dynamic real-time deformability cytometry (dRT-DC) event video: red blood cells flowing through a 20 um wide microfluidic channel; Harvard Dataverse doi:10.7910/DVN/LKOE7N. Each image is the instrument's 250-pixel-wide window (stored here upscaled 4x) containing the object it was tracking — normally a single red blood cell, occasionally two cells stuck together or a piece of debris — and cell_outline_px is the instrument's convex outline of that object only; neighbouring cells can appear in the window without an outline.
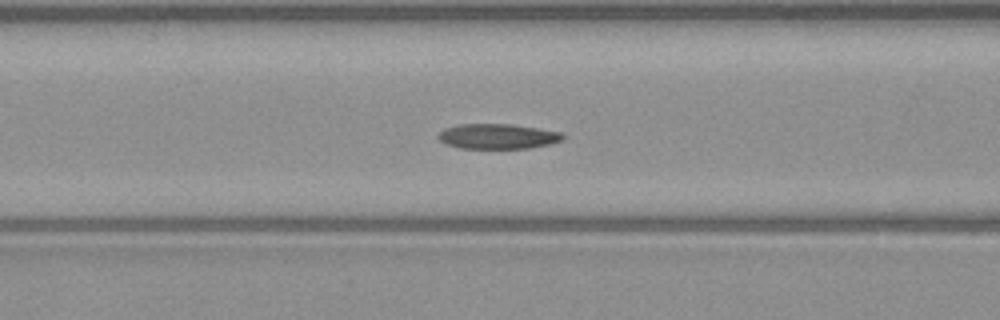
{"species": "common noctule bat (a hibernating species)", "species_latin": "Nyctalus noctula", "temperature_condition": "warm", "stored_images_in_passage": 51, "camera_frame_rate_fps": 3000, "um_per_image_px": 0.085, "animal": {"sex": "male", "body_mass_g": 23.1, "forearm_length_mm": 52.7}, "frame": {"image": 1, "passage_image": 20, "time_ms": 6.333, "image_size_px": [1000, 320], "cell_outline_px": [[564, 140], [548, 144], [528, 148], [460, 148], [448, 144], [440, 140], [436, 136], [444, 128], [460, 124], [508, 124], [536, 128], [560, 132], [564, 136]], "centroid_in_image_um": [42.28, 11.59], "position_along_channel_um": 124.3, "area_um2": 17.98}}
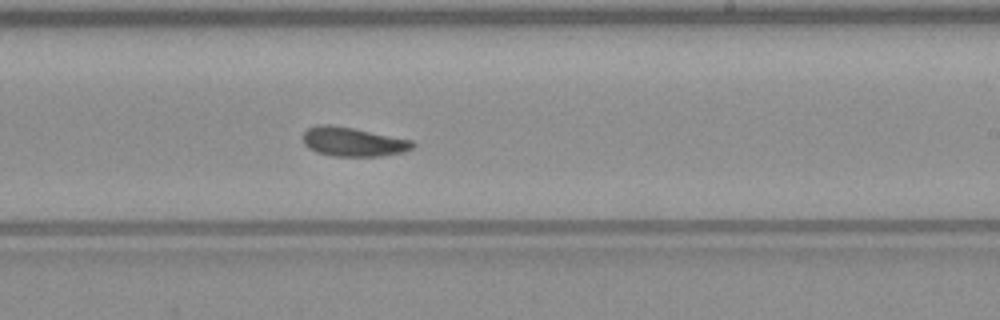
{"frame": {"image": 2, "passage_image": 30, "time_ms": 9.667, "image_size_px": [1000, 320], "cell_outline_px": [[416, 144], [412, 148], [404, 152], [380, 156], [332, 156], [316, 152], [308, 148], [304, 144], [304, 132], [308, 128], [320, 124], [328, 124], [352, 128], [412, 140]], "centroid_in_image_um": [30.0, 12.06], "position_along_channel_um": 259.0, "area_um2": 18.5}}
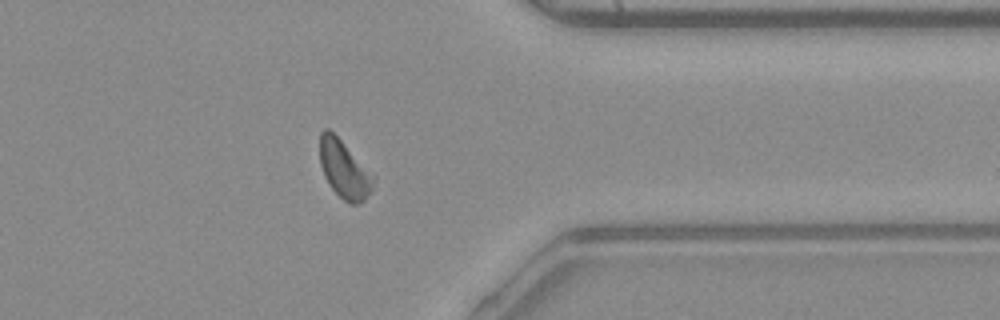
{"frame": {"image": 3, "passage_image": 40, "time_ms": 13.0, "image_size_px": [1000, 320], "cell_outline_px": [[376, 176], [372, 188], [364, 200], [360, 204], [348, 204], [332, 188], [324, 176], [320, 164], [320, 132], [324, 128], [328, 128]], "centroid_in_image_um": [29.26, 14.41], "position_along_channel_um": 382.1, "area_um2": 17.92}, "authors_computed_cell_mechanics": {"area_um2": 18.496, "velocity_mm_per_s": 4.04, "shape_relaxation_time_tau1_ms": 2.3874, "shape_relaxation_time_tau2_ms": 2.3656, "deformation_change_tau1": 0.0947, "deformation_change_tau2": 0.0862}}